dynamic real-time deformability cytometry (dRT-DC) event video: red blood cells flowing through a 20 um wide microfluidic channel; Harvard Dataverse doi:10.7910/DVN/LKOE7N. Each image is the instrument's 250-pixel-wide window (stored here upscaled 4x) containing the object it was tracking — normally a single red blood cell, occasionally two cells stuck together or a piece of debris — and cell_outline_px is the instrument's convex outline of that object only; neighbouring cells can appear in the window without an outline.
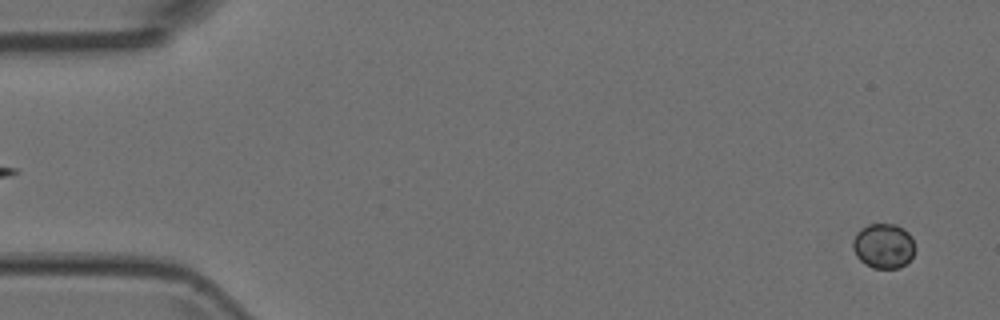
{"species": "Egyptian fruit bat (a non-hibernating species)", "species_latin": "Rousettus aegyptiacus", "temperature_condition": "room temperature", "stored_images_in_passage": 6, "segment_of_instrument_passage": [2, 2], "camera_frame_rate_fps": 3000, "um_per_image_px": 0.085, "animal": {"sex": "female"}, "frame": {"image": 1, "passage_image": 6, "time_ms": 1.667, "image_size_px": [1000, 320], "cell_outline_px": [[916, 248], [912, 256], [900, 268], [872, 268], [864, 264], [856, 256], [852, 248], [852, 240], [856, 232], [860, 228], [868, 224], [896, 224], [904, 228], [912, 236]], "centroid_in_image_um": [75.09, 20.89], "position_along_channel_um": 9.9, "area_um2": 16.59}}